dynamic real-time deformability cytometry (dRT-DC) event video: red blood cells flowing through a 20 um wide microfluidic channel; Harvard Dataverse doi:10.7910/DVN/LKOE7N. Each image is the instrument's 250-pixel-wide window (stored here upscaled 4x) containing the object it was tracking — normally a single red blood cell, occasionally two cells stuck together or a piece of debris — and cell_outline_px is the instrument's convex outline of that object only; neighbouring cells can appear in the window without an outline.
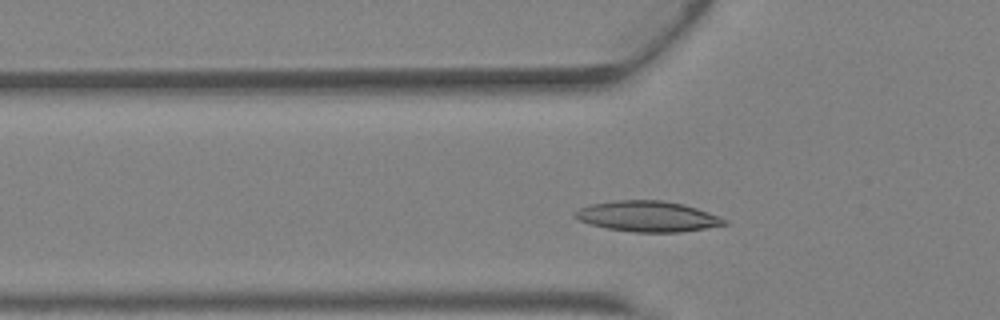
{"species": "Egyptian fruit bat (a non-hibernating species)", "species_latin": "Rousettus aegyptiacus", "temperature_condition": "warm", "stored_images_in_passage": 24, "camera_frame_rate_fps": 3000, "um_per_image_px": 0.085, "animal": {"sex": "female"}, "frame": {"image": 1, "passage_image": 2, "time_ms": 0.333, "image_size_px": [1000, 320], "cell_outline_px": [[728, 224], [680, 232], [632, 232], [608, 228], [588, 224], [572, 216], [572, 212], [580, 208], [592, 204], [616, 200], [660, 200], [684, 204], [720, 216], [728, 220]], "centroid_in_image_um": [55.04, 18.39], "position_along_channel_um": 70.8, "area_um2": 26.65}}
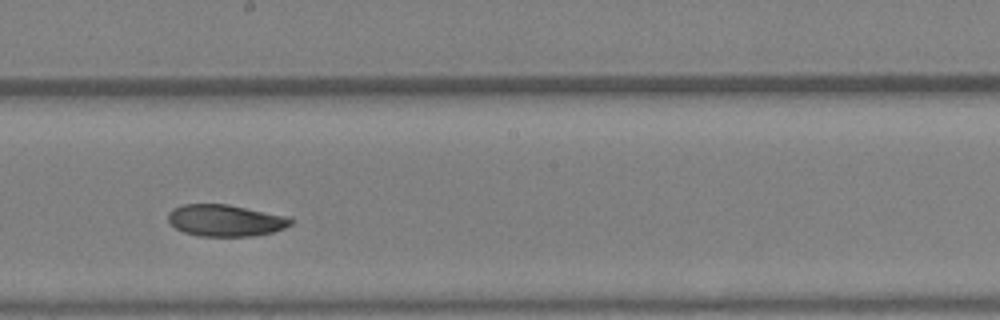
{"frame": {"image": 2, "passage_image": 12, "time_ms": 3.667, "image_size_px": [1000, 320], "cell_outline_px": [[296, 220], [292, 224], [284, 228], [272, 232], [252, 236], [200, 236], [184, 232], [176, 228], [168, 220], [168, 212], [172, 208], [180, 204], [228, 204], [292, 216]], "centroid_in_image_um": [19.22, 18.72], "position_along_channel_um": 229.0, "area_um2": 23.06}}
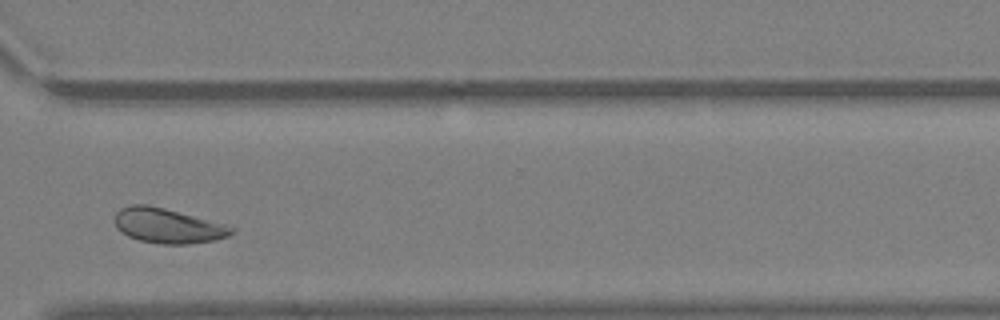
{"frame": {"image": 3, "passage_image": 20, "time_ms": 6.333, "image_size_px": [1000, 320], "cell_outline_px": [[236, 228], [228, 236], [216, 240], [188, 244], [160, 244], [140, 240], [128, 236], [120, 232], [116, 228], [116, 212], [120, 208], [132, 204], [148, 204], [164, 208], [224, 224]], "centroid_in_image_um": [14.24, 19.19], "position_along_channel_um": 356.4, "area_um2": 23.58}, "authors_computed_cell_mechanics": {"area_um2": 23.3512, "velocity_mm_per_s": 4.7681, "shape_relaxation_time_tau1_ms": 4.7001, "shape_relaxation_time_tau2_ms": 4.0134, "deformation_change_tau1": 0.1408, "deformation_change_tau2": 0.0834}}